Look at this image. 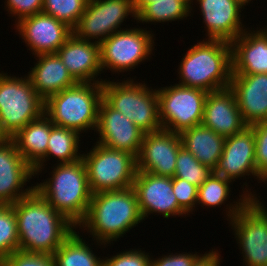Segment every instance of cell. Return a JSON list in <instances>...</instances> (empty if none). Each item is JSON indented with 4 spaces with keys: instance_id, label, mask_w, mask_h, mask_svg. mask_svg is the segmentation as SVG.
Segmentation results:
<instances>
[{
    "instance_id": "6da1fadb",
    "label": "cell",
    "mask_w": 267,
    "mask_h": 266,
    "mask_svg": "<svg viewBox=\"0 0 267 266\" xmlns=\"http://www.w3.org/2000/svg\"><path fill=\"white\" fill-rule=\"evenodd\" d=\"M11 205L17 219L21 251L52 255L77 229L35 189Z\"/></svg>"
},
{
    "instance_id": "7a4b0ae2",
    "label": "cell",
    "mask_w": 267,
    "mask_h": 266,
    "mask_svg": "<svg viewBox=\"0 0 267 266\" xmlns=\"http://www.w3.org/2000/svg\"><path fill=\"white\" fill-rule=\"evenodd\" d=\"M141 222L136 191L129 187L92 194L87 215L77 228L92 235L98 246L106 247Z\"/></svg>"
},
{
    "instance_id": "3957f363",
    "label": "cell",
    "mask_w": 267,
    "mask_h": 266,
    "mask_svg": "<svg viewBox=\"0 0 267 266\" xmlns=\"http://www.w3.org/2000/svg\"><path fill=\"white\" fill-rule=\"evenodd\" d=\"M177 72L178 85L184 87L199 88L207 92L230 87L231 43L219 39H203L188 49Z\"/></svg>"
},
{
    "instance_id": "277c9868",
    "label": "cell",
    "mask_w": 267,
    "mask_h": 266,
    "mask_svg": "<svg viewBox=\"0 0 267 266\" xmlns=\"http://www.w3.org/2000/svg\"><path fill=\"white\" fill-rule=\"evenodd\" d=\"M51 177L34 185V189L76 227L85 219L92 192L82 159L54 164Z\"/></svg>"
},
{
    "instance_id": "5b68a950",
    "label": "cell",
    "mask_w": 267,
    "mask_h": 266,
    "mask_svg": "<svg viewBox=\"0 0 267 266\" xmlns=\"http://www.w3.org/2000/svg\"><path fill=\"white\" fill-rule=\"evenodd\" d=\"M244 185L248 184H243L240 199L226 204L224 211L242 251L243 266H267V207Z\"/></svg>"
},
{
    "instance_id": "8992f818",
    "label": "cell",
    "mask_w": 267,
    "mask_h": 266,
    "mask_svg": "<svg viewBox=\"0 0 267 266\" xmlns=\"http://www.w3.org/2000/svg\"><path fill=\"white\" fill-rule=\"evenodd\" d=\"M102 83H80L49 96L44 113L55 126L75 130L80 135L96 129Z\"/></svg>"
},
{
    "instance_id": "52a82bcc",
    "label": "cell",
    "mask_w": 267,
    "mask_h": 266,
    "mask_svg": "<svg viewBox=\"0 0 267 266\" xmlns=\"http://www.w3.org/2000/svg\"><path fill=\"white\" fill-rule=\"evenodd\" d=\"M121 81L105 80L102 83V98L144 133L161 129L156 89L134 82L131 78Z\"/></svg>"
},
{
    "instance_id": "ba28073f",
    "label": "cell",
    "mask_w": 267,
    "mask_h": 266,
    "mask_svg": "<svg viewBox=\"0 0 267 266\" xmlns=\"http://www.w3.org/2000/svg\"><path fill=\"white\" fill-rule=\"evenodd\" d=\"M45 101L37 94L27 75L0 72V122L11 139L29 122L44 113Z\"/></svg>"
},
{
    "instance_id": "9c48e42d",
    "label": "cell",
    "mask_w": 267,
    "mask_h": 266,
    "mask_svg": "<svg viewBox=\"0 0 267 266\" xmlns=\"http://www.w3.org/2000/svg\"><path fill=\"white\" fill-rule=\"evenodd\" d=\"M94 144L87 154L82 153L92 194L133 187L136 158L125 151Z\"/></svg>"
},
{
    "instance_id": "30bf717a",
    "label": "cell",
    "mask_w": 267,
    "mask_h": 266,
    "mask_svg": "<svg viewBox=\"0 0 267 266\" xmlns=\"http://www.w3.org/2000/svg\"><path fill=\"white\" fill-rule=\"evenodd\" d=\"M154 35L140 27L123 28L113 33L99 44L102 72L104 69L115 74L132 71L130 69H135L140 62L148 60L156 46Z\"/></svg>"
},
{
    "instance_id": "8fae6325",
    "label": "cell",
    "mask_w": 267,
    "mask_h": 266,
    "mask_svg": "<svg viewBox=\"0 0 267 266\" xmlns=\"http://www.w3.org/2000/svg\"><path fill=\"white\" fill-rule=\"evenodd\" d=\"M156 89L163 129L180 134L202 123L207 91L184 87L178 83Z\"/></svg>"
},
{
    "instance_id": "7c38bea8",
    "label": "cell",
    "mask_w": 267,
    "mask_h": 266,
    "mask_svg": "<svg viewBox=\"0 0 267 266\" xmlns=\"http://www.w3.org/2000/svg\"><path fill=\"white\" fill-rule=\"evenodd\" d=\"M129 15L136 20L132 0H88L83 14L72 29L73 34L79 39L100 44L121 30L122 23Z\"/></svg>"
},
{
    "instance_id": "4fadbf2b",
    "label": "cell",
    "mask_w": 267,
    "mask_h": 266,
    "mask_svg": "<svg viewBox=\"0 0 267 266\" xmlns=\"http://www.w3.org/2000/svg\"><path fill=\"white\" fill-rule=\"evenodd\" d=\"M133 188L137 194L138 207L143 220L154 213L166 219L190 215L178 204L170 177L136 171Z\"/></svg>"
},
{
    "instance_id": "5bb4252c",
    "label": "cell",
    "mask_w": 267,
    "mask_h": 266,
    "mask_svg": "<svg viewBox=\"0 0 267 266\" xmlns=\"http://www.w3.org/2000/svg\"><path fill=\"white\" fill-rule=\"evenodd\" d=\"M181 147L178 133L163 128L145 133L136 158L137 171L173 178Z\"/></svg>"
},
{
    "instance_id": "9a60e30c",
    "label": "cell",
    "mask_w": 267,
    "mask_h": 266,
    "mask_svg": "<svg viewBox=\"0 0 267 266\" xmlns=\"http://www.w3.org/2000/svg\"><path fill=\"white\" fill-rule=\"evenodd\" d=\"M96 142L111 149L125 151L137 158L144 132L103 98L98 108Z\"/></svg>"
},
{
    "instance_id": "2e32d148",
    "label": "cell",
    "mask_w": 267,
    "mask_h": 266,
    "mask_svg": "<svg viewBox=\"0 0 267 266\" xmlns=\"http://www.w3.org/2000/svg\"><path fill=\"white\" fill-rule=\"evenodd\" d=\"M14 28L34 56L56 53L73 34L67 24L43 12L20 20Z\"/></svg>"
},
{
    "instance_id": "e0dca14e",
    "label": "cell",
    "mask_w": 267,
    "mask_h": 266,
    "mask_svg": "<svg viewBox=\"0 0 267 266\" xmlns=\"http://www.w3.org/2000/svg\"><path fill=\"white\" fill-rule=\"evenodd\" d=\"M213 172L232 182L249 175L259 181L255 160V137L250 126L225 138L222 155Z\"/></svg>"
},
{
    "instance_id": "ac0fdd59",
    "label": "cell",
    "mask_w": 267,
    "mask_h": 266,
    "mask_svg": "<svg viewBox=\"0 0 267 266\" xmlns=\"http://www.w3.org/2000/svg\"><path fill=\"white\" fill-rule=\"evenodd\" d=\"M35 177L34 169L18 152L12 139L0 145V204H14L29 195L34 186L24 185Z\"/></svg>"
},
{
    "instance_id": "d6986e66",
    "label": "cell",
    "mask_w": 267,
    "mask_h": 266,
    "mask_svg": "<svg viewBox=\"0 0 267 266\" xmlns=\"http://www.w3.org/2000/svg\"><path fill=\"white\" fill-rule=\"evenodd\" d=\"M195 1V0H194ZM191 0V5H193ZM207 31V39L232 42L247 28L242 24L241 9L244 5L238 0H197ZM243 25V26H242Z\"/></svg>"
},
{
    "instance_id": "ffe728a7",
    "label": "cell",
    "mask_w": 267,
    "mask_h": 266,
    "mask_svg": "<svg viewBox=\"0 0 267 266\" xmlns=\"http://www.w3.org/2000/svg\"><path fill=\"white\" fill-rule=\"evenodd\" d=\"M56 53L77 82L103 83L105 81L103 78H97L102 73L98 43L79 39L72 34Z\"/></svg>"
},
{
    "instance_id": "44dd1931",
    "label": "cell",
    "mask_w": 267,
    "mask_h": 266,
    "mask_svg": "<svg viewBox=\"0 0 267 266\" xmlns=\"http://www.w3.org/2000/svg\"><path fill=\"white\" fill-rule=\"evenodd\" d=\"M201 124L224 138L239 133L247 126L238 108L235 92L230 87L208 92Z\"/></svg>"
},
{
    "instance_id": "7402d4cb",
    "label": "cell",
    "mask_w": 267,
    "mask_h": 266,
    "mask_svg": "<svg viewBox=\"0 0 267 266\" xmlns=\"http://www.w3.org/2000/svg\"><path fill=\"white\" fill-rule=\"evenodd\" d=\"M230 88L247 126L267 121V74H232Z\"/></svg>"
},
{
    "instance_id": "603a6c76",
    "label": "cell",
    "mask_w": 267,
    "mask_h": 266,
    "mask_svg": "<svg viewBox=\"0 0 267 266\" xmlns=\"http://www.w3.org/2000/svg\"><path fill=\"white\" fill-rule=\"evenodd\" d=\"M232 74H267V25L247 29L231 42Z\"/></svg>"
},
{
    "instance_id": "cb8c5ba5",
    "label": "cell",
    "mask_w": 267,
    "mask_h": 266,
    "mask_svg": "<svg viewBox=\"0 0 267 266\" xmlns=\"http://www.w3.org/2000/svg\"><path fill=\"white\" fill-rule=\"evenodd\" d=\"M35 57L37 62L26 75L44 101L49 96L78 83L68 72L57 53L41 54Z\"/></svg>"
},
{
    "instance_id": "d4e9b609",
    "label": "cell",
    "mask_w": 267,
    "mask_h": 266,
    "mask_svg": "<svg viewBox=\"0 0 267 266\" xmlns=\"http://www.w3.org/2000/svg\"><path fill=\"white\" fill-rule=\"evenodd\" d=\"M51 120L43 113L32 120L11 139L24 160L34 169L46 156Z\"/></svg>"
},
{
    "instance_id": "484cf974",
    "label": "cell",
    "mask_w": 267,
    "mask_h": 266,
    "mask_svg": "<svg viewBox=\"0 0 267 266\" xmlns=\"http://www.w3.org/2000/svg\"><path fill=\"white\" fill-rule=\"evenodd\" d=\"M179 135L182 146L214 171L222 155L225 138L202 124L186 129Z\"/></svg>"
},
{
    "instance_id": "4316f807",
    "label": "cell",
    "mask_w": 267,
    "mask_h": 266,
    "mask_svg": "<svg viewBox=\"0 0 267 266\" xmlns=\"http://www.w3.org/2000/svg\"><path fill=\"white\" fill-rule=\"evenodd\" d=\"M80 135L75 130L64 127L55 126L51 122L50 137L47 145L45 158L34 168L35 177L39 172L42 173L45 163L50 157L57 158L59 164L73 163L82 159V154L79 152ZM45 162V163H44Z\"/></svg>"
},
{
    "instance_id": "83f0119b",
    "label": "cell",
    "mask_w": 267,
    "mask_h": 266,
    "mask_svg": "<svg viewBox=\"0 0 267 266\" xmlns=\"http://www.w3.org/2000/svg\"><path fill=\"white\" fill-rule=\"evenodd\" d=\"M76 231L52 254L55 266H103V259L98 258L92 247L79 235V231Z\"/></svg>"
},
{
    "instance_id": "f1b7e54d",
    "label": "cell",
    "mask_w": 267,
    "mask_h": 266,
    "mask_svg": "<svg viewBox=\"0 0 267 266\" xmlns=\"http://www.w3.org/2000/svg\"><path fill=\"white\" fill-rule=\"evenodd\" d=\"M192 7L191 0H155L136 15V21L153 24L184 20L191 16Z\"/></svg>"
},
{
    "instance_id": "f546056e",
    "label": "cell",
    "mask_w": 267,
    "mask_h": 266,
    "mask_svg": "<svg viewBox=\"0 0 267 266\" xmlns=\"http://www.w3.org/2000/svg\"><path fill=\"white\" fill-rule=\"evenodd\" d=\"M231 180L226 179L218 174L212 172L207 180L198 187L197 193V205L201 207H221L228 201L229 194L231 191L230 184ZM203 205V206H202Z\"/></svg>"
},
{
    "instance_id": "4dcf8cb0",
    "label": "cell",
    "mask_w": 267,
    "mask_h": 266,
    "mask_svg": "<svg viewBox=\"0 0 267 266\" xmlns=\"http://www.w3.org/2000/svg\"><path fill=\"white\" fill-rule=\"evenodd\" d=\"M206 165L200 163L191 152L183 146L179 149L176 158L174 177L186 180L197 187L201 186L212 174Z\"/></svg>"
},
{
    "instance_id": "1f68e13d",
    "label": "cell",
    "mask_w": 267,
    "mask_h": 266,
    "mask_svg": "<svg viewBox=\"0 0 267 266\" xmlns=\"http://www.w3.org/2000/svg\"><path fill=\"white\" fill-rule=\"evenodd\" d=\"M19 250L17 219L11 204H0V261Z\"/></svg>"
},
{
    "instance_id": "d6a6232c",
    "label": "cell",
    "mask_w": 267,
    "mask_h": 266,
    "mask_svg": "<svg viewBox=\"0 0 267 266\" xmlns=\"http://www.w3.org/2000/svg\"><path fill=\"white\" fill-rule=\"evenodd\" d=\"M88 0H43L44 14L74 28L83 14Z\"/></svg>"
},
{
    "instance_id": "836d02e7",
    "label": "cell",
    "mask_w": 267,
    "mask_h": 266,
    "mask_svg": "<svg viewBox=\"0 0 267 266\" xmlns=\"http://www.w3.org/2000/svg\"><path fill=\"white\" fill-rule=\"evenodd\" d=\"M255 137V160L259 182L267 179V121L250 126Z\"/></svg>"
},
{
    "instance_id": "e575fe53",
    "label": "cell",
    "mask_w": 267,
    "mask_h": 266,
    "mask_svg": "<svg viewBox=\"0 0 267 266\" xmlns=\"http://www.w3.org/2000/svg\"><path fill=\"white\" fill-rule=\"evenodd\" d=\"M0 266H55L53 255L17 250L0 261Z\"/></svg>"
},
{
    "instance_id": "d590c367",
    "label": "cell",
    "mask_w": 267,
    "mask_h": 266,
    "mask_svg": "<svg viewBox=\"0 0 267 266\" xmlns=\"http://www.w3.org/2000/svg\"><path fill=\"white\" fill-rule=\"evenodd\" d=\"M173 193L178 204L189 214L197 205L198 187L181 178H172Z\"/></svg>"
},
{
    "instance_id": "8d00e7d4",
    "label": "cell",
    "mask_w": 267,
    "mask_h": 266,
    "mask_svg": "<svg viewBox=\"0 0 267 266\" xmlns=\"http://www.w3.org/2000/svg\"><path fill=\"white\" fill-rule=\"evenodd\" d=\"M150 253L141 249H130L103 258V266H150Z\"/></svg>"
},
{
    "instance_id": "74e56055",
    "label": "cell",
    "mask_w": 267,
    "mask_h": 266,
    "mask_svg": "<svg viewBox=\"0 0 267 266\" xmlns=\"http://www.w3.org/2000/svg\"><path fill=\"white\" fill-rule=\"evenodd\" d=\"M5 9L10 17H17L15 24L20 20L41 13L43 0H5Z\"/></svg>"
},
{
    "instance_id": "f35d334b",
    "label": "cell",
    "mask_w": 267,
    "mask_h": 266,
    "mask_svg": "<svg viewBox=\"0 0 267 266\" xmlns=\"http://www.w3.org/2000/svg\"><path fill=\"white\" fill-rule=\"evenodd\" d=\"M195 252L193 254L190 252L183 253H168L169 255H162L159 258L150 259V266H193L194 262L202 255L197 254Z\"/></svg>"
},
{
    "instance_id": "ab89813d",
    "label": "cell",
    "mask_w": 267,
    "mask_h": 266,
    "mask_svg": "<svg viewBox=\"0 0 267 266\" xmlns=\"http://www.w3.org/2000/svg\"><path fill=\"white\" fill-rule=\"evenodd\" d=\"M220 253L215 248L213 250H210L209 252H205V254H202L193 264V266H221L220 260Z\"/></svg>"
},
{
    "instance_id": "60d3db41",
    "label": "cell",
    "mask_w": 267,
    "mask_h": 266,
    "mask_svg": "<svg viewBox=\"0 0 267 266\" xmlns=\"http://www.w3.org/2000/svg\"><path fill=\"white\" fill-rule=\"evenodd\" d=\"M155 2V0H132L134 13L137 15L145 6Z\"/></svg>"
},
{
    "instance_id": "b9f144b4",
    "label": "cell",
    "mask_w": 267,
    "mask_h": 266,
    "mask_svg": "<svg viewBox=\"0 0 267 266\" xmlns=\"http://www.w3.org/2000/svg\"><path fill=\"white\" fill-rule=\"evenodd\" d=\"M10 138L7 136V134L3 131L1 122H0V145L7 142Z\"/></svg>"
},
{
    "instance_id": "7bdbcfd3",
    "label": "cell",
    "mask_w": 267,
    "mask_h": 266,
    "mask_svg": "<svg viewBox=\"0 0 267 266\" xmlns=\"http://www.w3.org/2000/svg\"><path fill=\"white\" fill-rule=\"evenodd\" d=\"M238 1L241 2L245 6L246 4L248 5V3L250 4L251 0H238Z\"/></svg>"
},
{
    "instance_id": "ee69618b",
    "label": "cell",
    "mask_w": 267,
    "mask_h": 266,
    "mask_svg": "<svg viewBox=\"0 0 267 266\" xmlns=\"http://www.w3.org/2000/svg\"><path fill=\"white\" fill-rule=\"evenodd\" d=\"M266 181V182H265ZM262 182H264L265 184H267V179H265V180H262Z\"/></svg>"
}]
</instances>
